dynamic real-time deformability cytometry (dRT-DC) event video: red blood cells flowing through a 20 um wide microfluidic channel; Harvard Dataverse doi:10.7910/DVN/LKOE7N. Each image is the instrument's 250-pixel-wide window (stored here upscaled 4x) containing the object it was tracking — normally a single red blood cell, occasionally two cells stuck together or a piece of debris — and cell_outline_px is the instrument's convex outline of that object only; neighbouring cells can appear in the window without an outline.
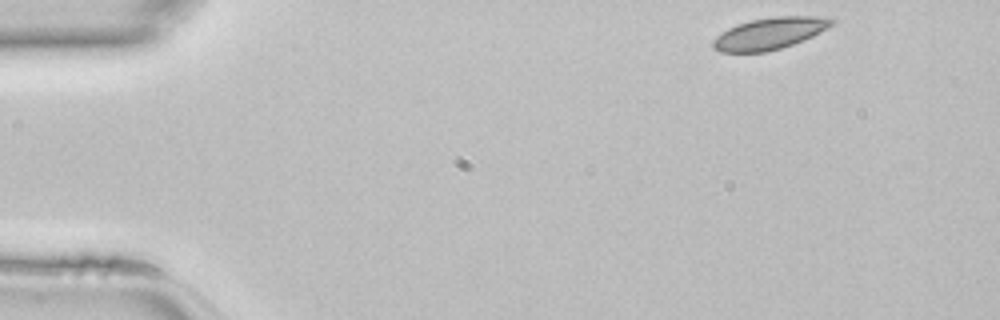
{"species": "common noctule bat (a hibernating species)", "species_latin": "Nyctalus noctula", "temperature_condition": "room temperature", "stored_images_in_passage": 42, "camera_frame_rate_fps": 3000, "um_per_image_px": 0.085, "animal": {"sex": "female", "body_mass_g": 22.7, "forearm_length_mm": 54.2}, "frame": {"image": 1, "passage_image": 1, "time_ms": 0.0, "image_size_px": [1000, 320], "cell_outline_px": [[836, 24], [812, 36], [792, 44], [780, 48], [764, 52], [720, 52], [712, 48], [712, 40], [716, 36], [728, 28], [736, 24], [752, 20], [776, 16], [816, 16], [836, 20]], "centroid_in_image_um": [65.4, 2.84], "position_along_channel_um": 19.6, "area_um2": 21.91}}
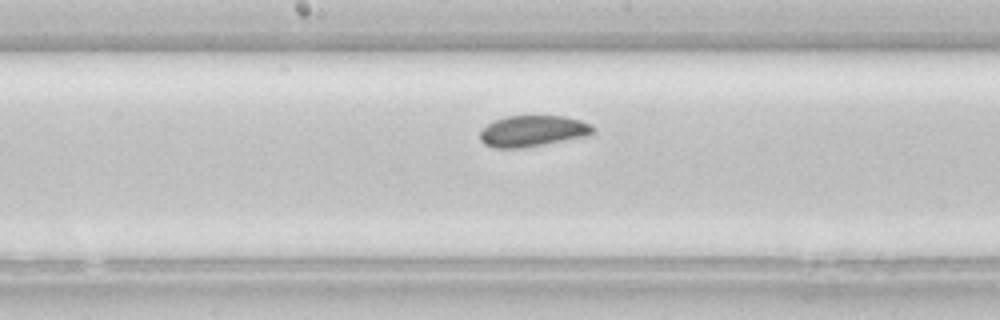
{"frame": {"image": 2, "passage_image": 20, "time_ms": 6.333, "image_size_px": [1000, 320], "cell_outline_px": [[596, 132], [588, 136], [544, 144], [520, 148], [492, 148], [484, 144], [480, 140], [480, 132], [488, 124], [496, 120], [508, 116], [564, 116], [580, 120], [596, 128]], "centroid_in_image_um": [45.3, 11.15], "position_along_channel_um": 202.9, "area_um2": 20.46}}
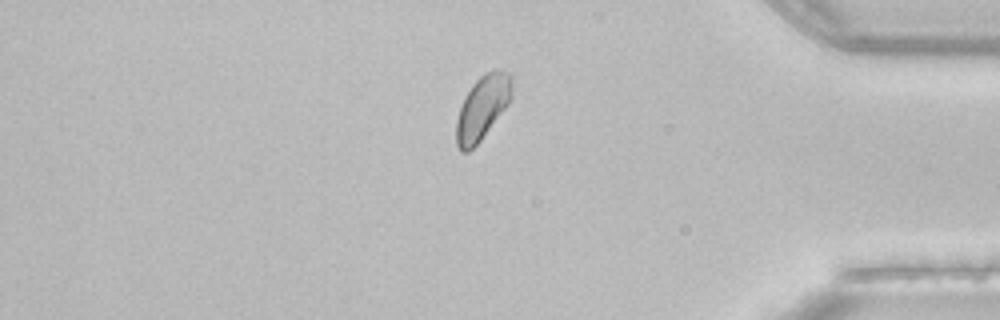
{"frame": {"image": 3, "passage_image": 35, "time_ms": 11.333, "image_size_px": [1000, 320], "cell_outline_px": [[512, 96], [508, 104], [480, 140], [468, 152], [460, 152], [456, 144], [456, 120], [464, 96], [472, 84], [480, 76], [492, 68], [500, 68], [508, 72], [512, 76]], "centroid_in_image_um": [41.0, 9.09], "position_along_channel_um": 394.2, "area_um2": 20.87}}